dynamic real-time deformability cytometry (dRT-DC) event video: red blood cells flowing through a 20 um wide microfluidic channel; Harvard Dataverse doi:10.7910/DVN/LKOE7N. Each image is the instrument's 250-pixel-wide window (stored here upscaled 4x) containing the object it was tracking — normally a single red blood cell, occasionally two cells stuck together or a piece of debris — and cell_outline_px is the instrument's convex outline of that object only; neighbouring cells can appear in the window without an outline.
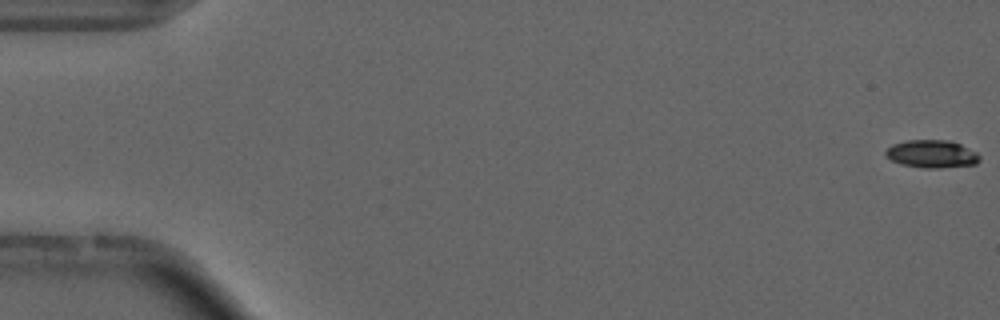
{"species": "common noctule bat (a hibernating species)", "species_latin": "Nyctalus noctula", "temperature_condition": "cold", "stored_images_in_passage": 18, "camera_frame_rate_fps": 3000, "um_per_image_px": 0.085, "animal": {"sex": "male", "forearm_length_mm": 52.5}, "frame": {"image": 1, "passage_image": 1, "time_ms": 0.0, "image_size_px": [1000, 320], "cell_outline_px": [[980, 160], [976, 164], [940, 168], [924, 168], [900, 164], [884, 156], [884, 152], [892, 144], [908, 140], [948, 140], [960, 144], [976, 152], [980, 156]], "centroid_in_image_um": [79.18, 13.09], "position_along_channel_um": 5.8, "area_um2": 15.26}}
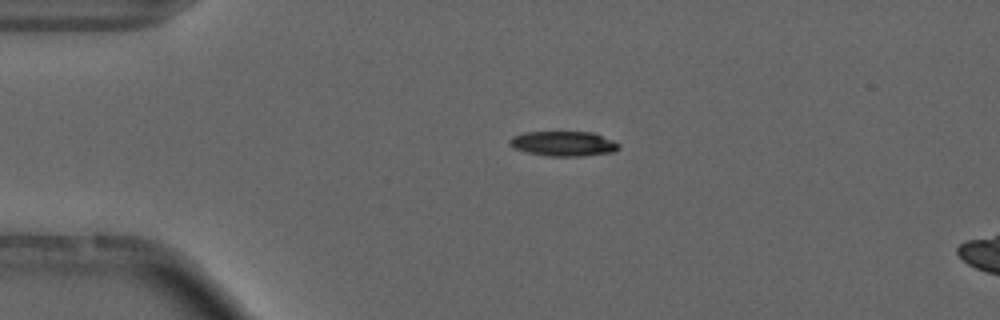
{"frame": {"image": 2, "passage_image": 13, "time_ms": 4.0, "image_size_px": [1000, 320], "cell_outline_px": [[620, 148], [612, 152], [580, 156], [548, 156], [528, 152], [516, 148], [508, 144], [508, 140], [512, 136], [524, 132], [592, 132], [612, 140], [620, 144]], "centroid_in_image_um": [47.88, 12.2], "position_along_channel_um": 37.1, "area_um2": 15.72}}